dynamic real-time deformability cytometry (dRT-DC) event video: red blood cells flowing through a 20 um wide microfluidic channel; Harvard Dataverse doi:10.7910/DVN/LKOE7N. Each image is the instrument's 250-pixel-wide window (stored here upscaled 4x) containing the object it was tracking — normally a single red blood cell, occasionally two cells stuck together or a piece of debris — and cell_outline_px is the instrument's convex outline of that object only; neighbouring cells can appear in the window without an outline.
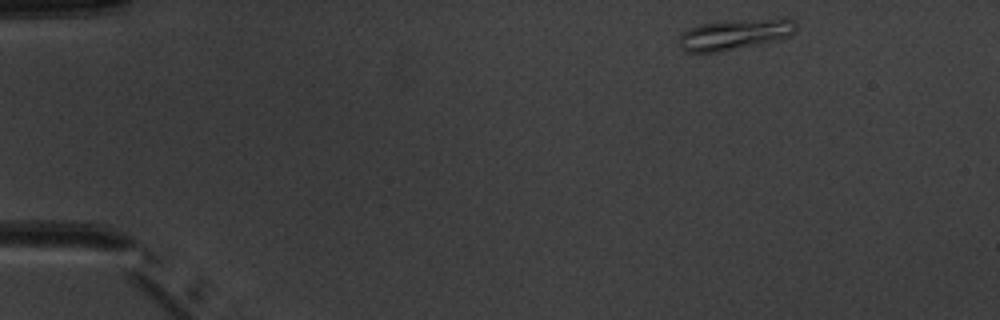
{"species": "common noctule bat (a hibernating species)", "species_latin": "Nyctalus noctula", "temperature_condition": "warm", "stored_images_in_passage": 6, "camera_frame_rate_fps": 3000, "um_per_image_px": 0.085, "animal": {"sex": "male", "body_mass_g": 20.1, "forearm_length_mm": 53.5}, "frame": {"image": 1, "passage_image": 1, "time_ms": 0.0, "image_size_px": [1000, 320], "cell_outline_px": [[796, 32], [792, 36], [760, 44], [720, 52], [688, 52], [680, 48], [680, 36], [684, 32], [700, 24], [724, 20], [784, 16], [792, 20], [796, 24]], "centroid_in_image_um": [62.57, 2.88], "position_along_channel_um": 22.4, "area_um2": 21.5}}
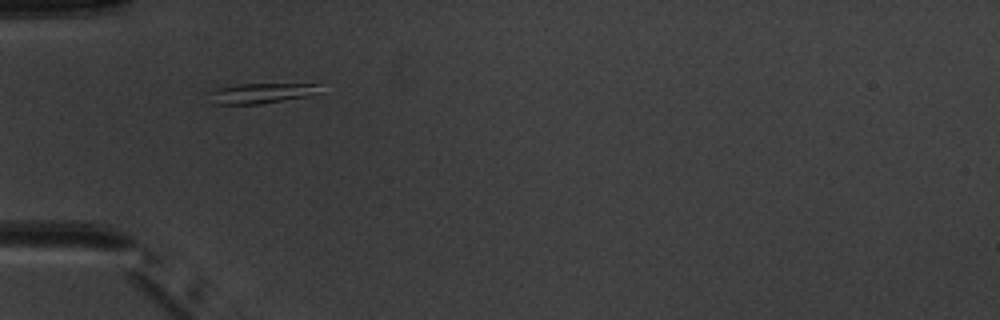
{"frame": {"image": 2, "passage_image": 4, "time_ms": 3.333, "image_size_px": [1000, 320], "cell_outline_px": [[324, 92], [308, 96], [260, 104], [212, 104], [204, 92], [216, 88], [236, 84], [320, 84]], "centroid_in_image_um": [22.15, 7.92], "position_along_channel_um": 62.8, "area_um2": 13.53}}